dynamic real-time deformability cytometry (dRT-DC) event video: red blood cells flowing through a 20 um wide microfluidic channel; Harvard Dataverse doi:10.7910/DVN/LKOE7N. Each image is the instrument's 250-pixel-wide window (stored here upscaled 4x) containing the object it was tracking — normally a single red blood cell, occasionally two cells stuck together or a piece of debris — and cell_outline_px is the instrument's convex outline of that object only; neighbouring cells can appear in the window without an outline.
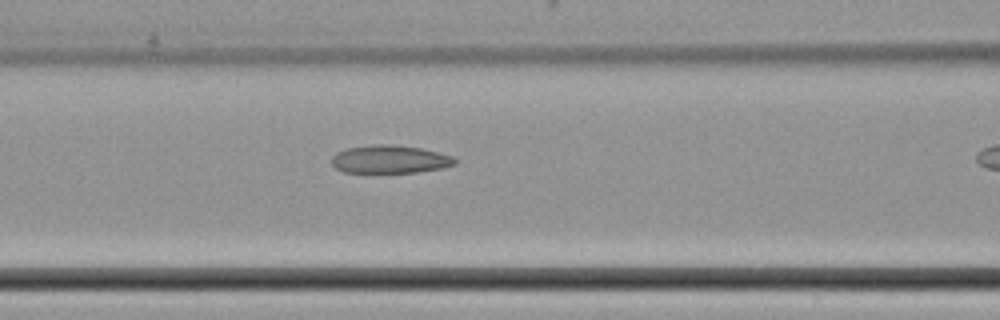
{"species": "common noctule bat (a hibernating species)", "species_latin": "Nyctalus noctula", "temperature_condition": "cold", "stored_images_in_passage": 25, "camera_frame_rate_fps": 3000, "um_per_image_px": 0.085, "animal": {"sex": "female", "body_mass_g": 22.7, "forearm_length_mm": 54.2}, "frame": {"image": 1, "passage_image": 18, "time_ms": 5.667, "image_size_px": [1000, 320], "cell_outline_px": [[456, 164], [444, 168], [416, 172], [344, 172], [336, 168], [332, 164], [332, 156], [336, 152], [348, 148], [376, 144], [388, 144], [420, 148], [452, 156], [456, 160]], "centroid_in_image_um": [33.13, 13.54], "position_along_channel_um": 133.5, "area_um2": 19.94}}